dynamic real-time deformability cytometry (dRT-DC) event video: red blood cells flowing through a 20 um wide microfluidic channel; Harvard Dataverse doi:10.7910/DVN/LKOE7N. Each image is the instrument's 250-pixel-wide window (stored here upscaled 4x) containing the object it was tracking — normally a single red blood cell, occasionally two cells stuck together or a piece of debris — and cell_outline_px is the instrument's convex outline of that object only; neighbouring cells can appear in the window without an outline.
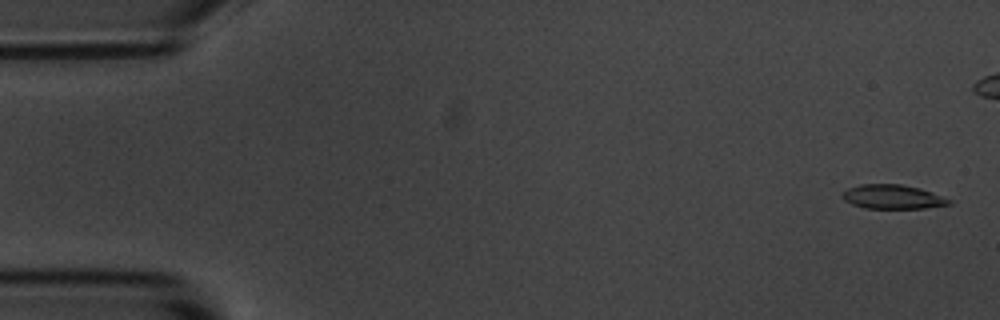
{"species": "common noctule bat (a hibernating species)", "species_latin": "Nyctalus noctula", "temperature_condition": "room temperature", "stored_images_in_passage": 5, "camera_frame_rate_fps": 3000, "um_per_image_px": 0.085, "animal": {"sex": "male", "body_mass_g": 20.1, "forearm_length_mm": 53.5}, "frame": {"image": 1, "passage_image": 1, "time_ms": 0.0, "image_size_px": [1000, 320], "cell_outline_px": [[952, 204], [924, 208], [864, 208], [852, 204], [844, 200], [840, 196], [848, 188], [860, 184], [900, 184], [920, 188], [932, 192], [952, 200]], "centroid_in_image_um": [75.88, 16.73], "position_along_channel_um": 9.1, "area_um2": 15.03}}